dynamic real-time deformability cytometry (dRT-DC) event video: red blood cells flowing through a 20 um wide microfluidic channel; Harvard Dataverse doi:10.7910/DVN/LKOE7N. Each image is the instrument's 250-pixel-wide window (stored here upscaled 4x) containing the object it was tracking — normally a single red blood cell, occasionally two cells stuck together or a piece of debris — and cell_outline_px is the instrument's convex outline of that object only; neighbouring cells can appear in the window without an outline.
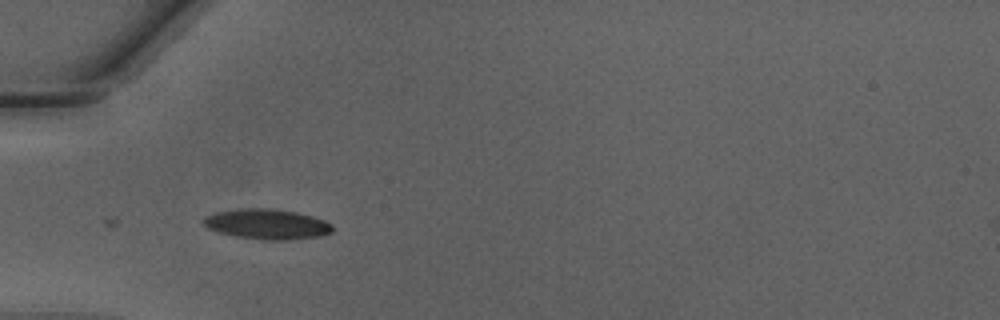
{"species": "Egyptian fruit bat (a non-hibernating species)", "species_latin": "Rousettus aegyptiacus", "temperature_condition": "warm", "stored_images_in_passage": 3, "camera_frame_rate_fps": 3000, "um_per_image_px": 0.085, "animal": {"sex": "male"}, "frame": {"image": 1, "passage_image": 1, "time_ms": 0.0, "image_size_px": [1000, 320], "cell_outline_px": [[332, 232], [320, 236], [288, 240], [268, 240], [236, 236], [220, 232], [208, 228], [200, 220], [204, 216], [212, 212], [240, 208], [272, 208], [296, 212], [312, 216], [324, 220], [332, 224]], "centroid_in_image_um": [22.66, 19.03], "position_along_channel_um": 62.3, "area_um2": 22.83}}